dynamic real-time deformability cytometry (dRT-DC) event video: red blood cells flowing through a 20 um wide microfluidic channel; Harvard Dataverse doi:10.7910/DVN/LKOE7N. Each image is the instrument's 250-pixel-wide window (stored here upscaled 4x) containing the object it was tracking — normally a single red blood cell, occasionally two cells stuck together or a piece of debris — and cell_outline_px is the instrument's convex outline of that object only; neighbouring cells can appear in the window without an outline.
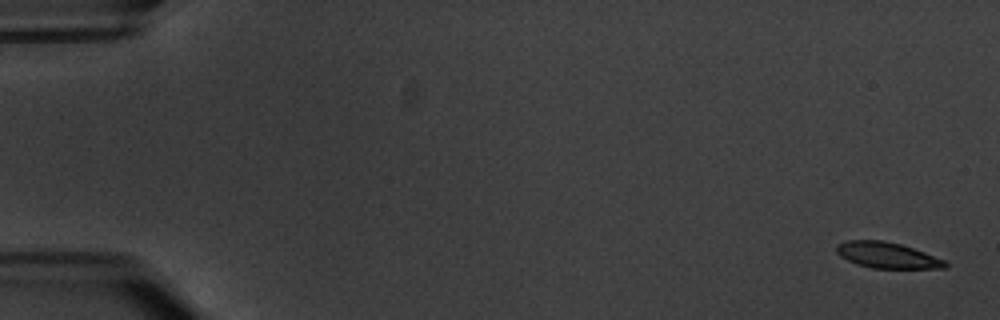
{"species": "common noctule bat (a hibernating species)", "species_latin": "Nyctalus noctula", "temperature_condition": "warm", "stored_images_in_passage": 4, "camera_frame_rate_fps": 3000, "um_per_image_px": 0.085, "animal": {"sex": "male", "body_mass_g": 20.1, "forearm_length_mm": 53.5}, "frame": {"image": 1, "passage_image": 1, "time_ms": 0.0, "image_size_px": [1000, 320], "cell_outline_px": [[948, 268], [872, 268], [856, 264], [840, 256], [836, 252], [836, 244], [848, 240], [884, 240], [900, 244], [924, 252], [944, 260], [948, 264]], "centroid_in_image_um": [75.38, 21.69], "position_along_channel_um": 9.6, "area_um2": 16.36}}